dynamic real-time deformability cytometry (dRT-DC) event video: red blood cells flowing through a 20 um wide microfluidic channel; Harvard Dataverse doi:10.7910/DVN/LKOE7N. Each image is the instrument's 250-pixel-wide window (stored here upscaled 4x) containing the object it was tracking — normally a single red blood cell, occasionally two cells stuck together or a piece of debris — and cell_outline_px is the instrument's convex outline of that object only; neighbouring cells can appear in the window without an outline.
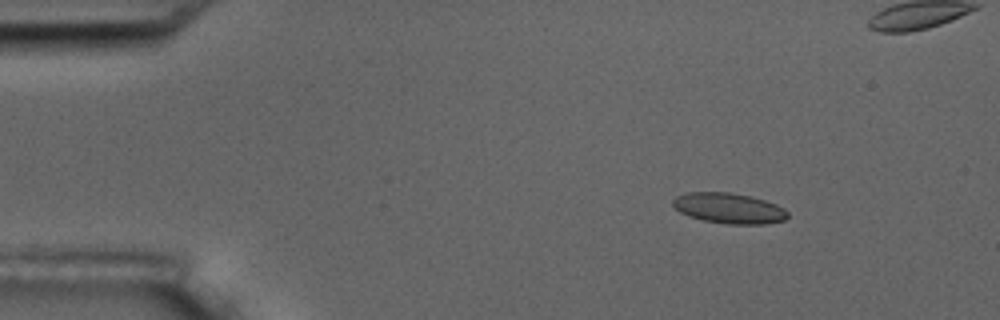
{"species": "common noctule bat (a hibernating species)", "species_latin": "Nyctalus noctula", "temperature_condition": "room temperature", "stored_images_in_passage": 5, "camera_frame_rate_fps": 3000, "um_per_image_px": 0.085, "animal": {"sex": "male", "body_mass_g": 17.5, "forearm_length_mm": 52.3}, "frame": {"image": 1, "passage_image": 2, "time_ms": 2.0, "image_size_px": [1000, 320], "cell_outline_px": [[788, 216], [784, 220], [764, 224], [728, 224], [704, 220], [688, 216], [680, 212], [672, 204], [672, 200], [676, 196], [688, 192], [728, 192], [752, 196], [776, 204], [784, 208], [788, 212]], "centroid_in_image_um": [61.96, 17.69], "position_along_channel_um": 23.0, "area_um2": 20.4}}